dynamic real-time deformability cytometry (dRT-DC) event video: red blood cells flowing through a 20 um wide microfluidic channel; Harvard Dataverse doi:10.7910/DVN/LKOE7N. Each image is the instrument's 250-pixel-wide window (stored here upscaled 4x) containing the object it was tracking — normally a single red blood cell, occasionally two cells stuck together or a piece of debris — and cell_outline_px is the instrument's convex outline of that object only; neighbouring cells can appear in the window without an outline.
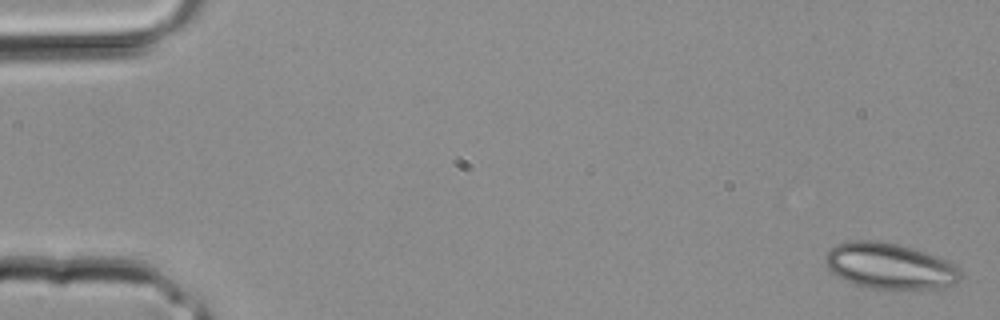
{"species": "common noctule bat (a hibernating species)", "species_latin": "Nyctalus noctula", "temperature_condition": "room temperature", "stored_images_in_passage": 2, "segment_of_instrument_passage": [2, 2], "camera_frame_rate_fps": 3000, "um_per_image_px": 0.085, "animal": {"sex": "male", "body_mass_g": 20.4}, "frame": {"image": 1, "passage_image": 2, "time_ms": 0.333, "image_size_px": [1000, 320], "cell_outline_px": [[960, 280], [952, 284], [936, 288], [872, 288], [856, 284], [836, 276], [828, 268], [824, 260], [824, 256], [836, 244], [848, 240], [876, 240], [896, 244], [912, 248], [948, 260], [956, 264], [960, 268]], "centroid_in_image_um": [75.61, 22.59], "position_along_channel_um": 9.4, "area_um2": 35.89}}